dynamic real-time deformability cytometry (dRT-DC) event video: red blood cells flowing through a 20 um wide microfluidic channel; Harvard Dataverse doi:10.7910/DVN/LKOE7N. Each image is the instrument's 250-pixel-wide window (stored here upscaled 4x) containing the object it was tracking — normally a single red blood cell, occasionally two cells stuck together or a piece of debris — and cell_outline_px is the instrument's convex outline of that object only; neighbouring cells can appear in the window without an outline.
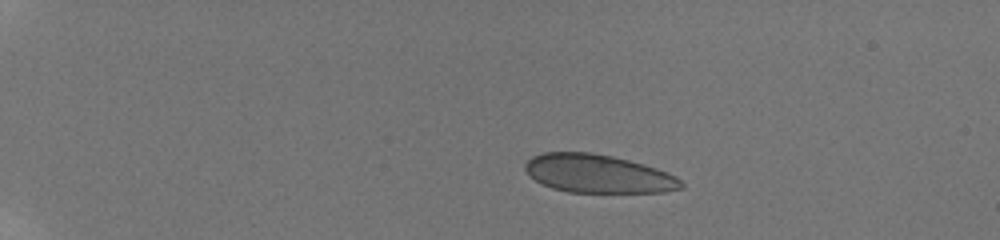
{"species": "human", "species_latin": "Homo sapiens", "temperature_condition": "room temperature", "stored_images_in_passage": 44, "camera_frame_rate_fps": 3000, "um_per_image_px": 0.085, "donor": {"sex": "male"}, "frame": {"image": 1, "passage_image": 1, "time_ms": 0.0, "image_size_px": [1000, 240], "cell_outline_px": [[684, 188], [664, 192], [568, 192], [552, 188], [536, 180], [524, 168], [524, 164], [532, 156], [544, 152], [592, 152], [612, 156], [644, 164], [668, 172], [676, 176], [684, 184]], "centroid_in_image_um": [50.86, 14.76], "position_along_channel_um": 34.1, "area_um2": 34.8}}
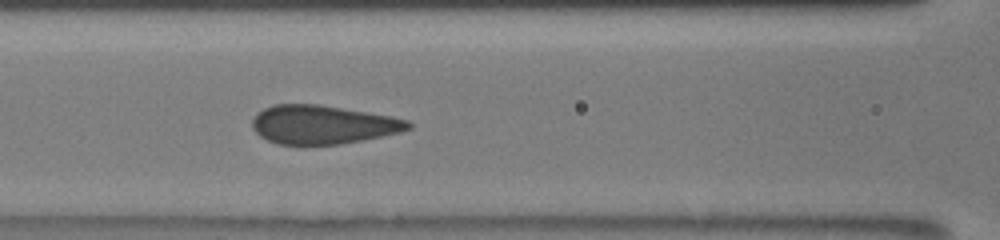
{"frame": {"image": 2, "passage_image": 17, "time_ms": 5.333, "image_size_px": [1000, 240], "cell_outline_px": [[412, 128], [400, 132], [364, 140], [340, 144], [304, 148], [276, 144], [260, 136], [252, 128], [252, 120], [256, 112], [272, 104], [320, 104], [392, 116], [408, 120], [412, 124]], "centroid_in_image_um": [27.4, 10.63], "position_along_channel_um": 139.2, "area_um2": 36.3}}
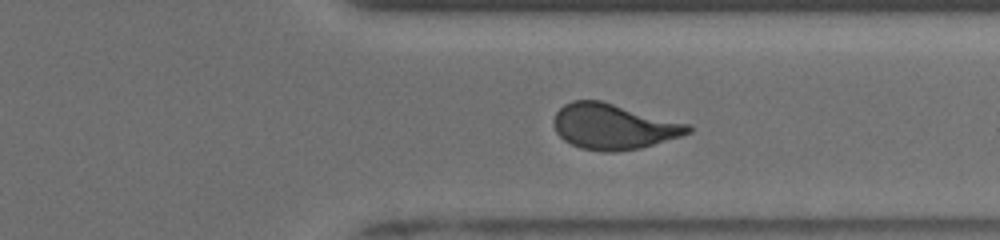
{"frame": {"image": 3, "passage_image": 34, "time_ms": 11.0, "image_size_px": [1000, 240], "cell_outline_px": [[692, 132], [680, 136], [640, 148], [616, 152], [604, 152], [580, 148], [564, 140], [556, 132], [552, 120], [556, 112], [564, 104], [572, 100], [600, 100], [692, 124]], "centroid_in_image_um": [52.15, 10.75], "position_along_channel_um": 359.3, "area_um2": 35.84}, "authors_computed_cell_mechanics": {"area_um2": 35.8649, "velocity_mm_per_s": 3.8862, "shape_relaxation_time_tau1_ms": 8.8863, "shape_relaxation_time_tau2_ms": null, "deformation_change_tau1": 0.1739, "deformation_change_tau2": null}}